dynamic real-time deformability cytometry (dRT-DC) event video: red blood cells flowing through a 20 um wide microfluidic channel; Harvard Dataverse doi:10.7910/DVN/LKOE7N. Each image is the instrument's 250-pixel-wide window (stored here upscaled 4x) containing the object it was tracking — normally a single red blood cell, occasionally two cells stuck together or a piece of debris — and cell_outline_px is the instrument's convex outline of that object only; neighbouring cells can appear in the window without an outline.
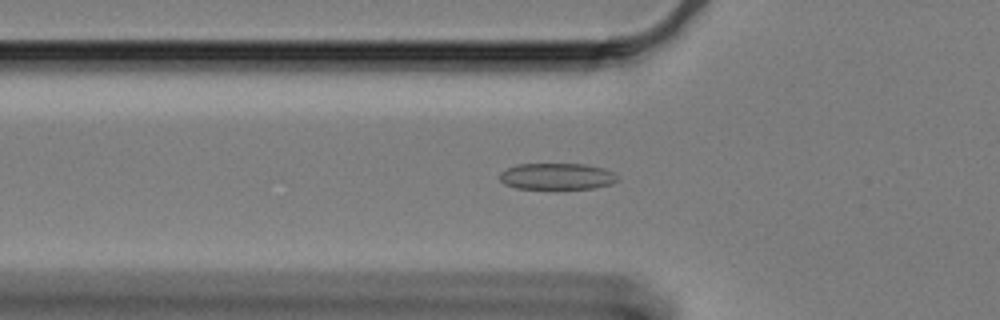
{"species": "Egyptian fruit bat (a non-hibernating species)", "species_latin": "Rousettus aegyptiacus", "temperature_condition": "cold", "stored_images_in_passage": 52, "camera_frame_rate_fps": 3000, "um_per_image_px": 0.085, "animal": {"sex": "female"}, "frame": {"image": 1, "passage_image": 11, "time_ms": 3.333, "image_size_px": [1000, 320], "cell_outline_px": [[620, 180], [612, 184], [592, 188], [556, 192], [516, 188], [504, 184], [500, 180], [500, 172], [516, 164], [584, 164], [600, 168], [612, 172]], "centroid_in_image_um": [47.31, 15.05], "position_along_channel_um": 78.5, "area_um2": 19.02}}
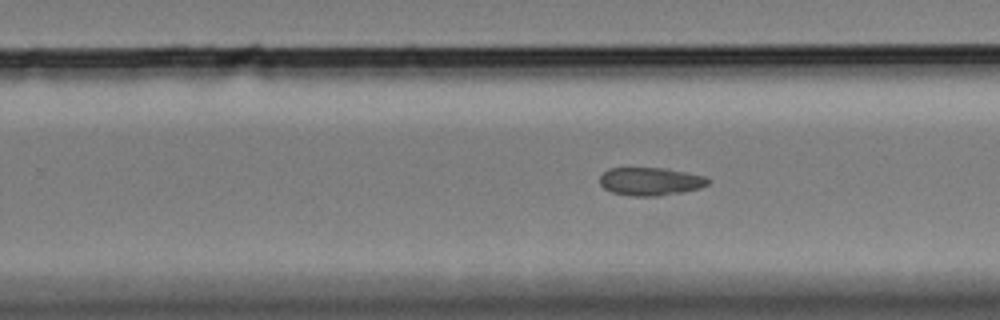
{"frame": {"image": 2, "passage_image": 29, "time_ms": 9.333, "image_size_px": [1000, 320], "cell_outline_px": [[708, 184], [700, 188], [684, 192], [660, 196], [632, 196], [612, 192], [604, 188], [600, 184], [600, 176], [608, 168], [668, 168], [704, 176], [708, 180]], "centroid_in_image_um": [55.28, 15.42], "position_along_channel_um": 274.5, "area_um2": 17.74}}
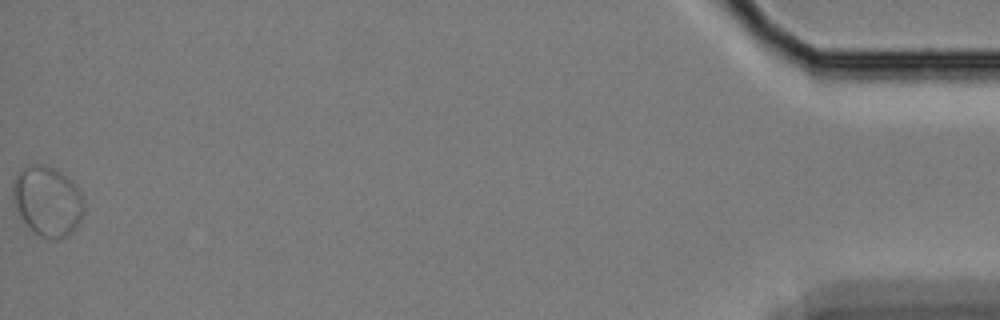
{"frame": {"image": 3, "passage_image": 52, "time_ms": 17.0, "image_size_px": [1000, 320], "cell_outline_px": [[84, 212], [80, 220], [72, 232], [68, 236], [60, 240], [56, 240], [40, 236], [20, 216], [16, 208], [12, 196], [12, 184], [16, 172], [20, 168], [32, 164], [44, 164], [60, 172], [80, 192], [84, 200]], "centroid_in_image_um": [4.01, 17.09], "position_along_channel_um": 431.2, "area_um2": 28.84}, "authors_computed_cell_mechanics": {"area_um2": 19.1029, "velocity_mm_per_s": 3.258, "shape_relaxation_time_tau1_ms": null, "shape_relaxation_time_tau2_ms": 4.5417, "deformation_change_tau1": null, "deformation_change_tau2": 0.073}}